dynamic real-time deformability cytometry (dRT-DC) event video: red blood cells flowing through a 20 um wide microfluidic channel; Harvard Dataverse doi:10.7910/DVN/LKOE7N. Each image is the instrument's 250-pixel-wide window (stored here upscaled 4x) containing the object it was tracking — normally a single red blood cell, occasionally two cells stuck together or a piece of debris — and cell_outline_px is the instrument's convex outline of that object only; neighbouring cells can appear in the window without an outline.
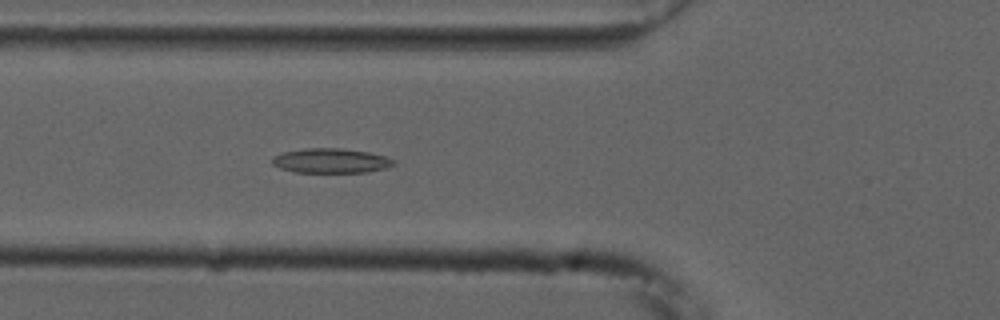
{"species": "common noctule bat (a hibernating species)", "species_latin": "Nyctalus noctula", "temperature_condition": "cold", "stored_images_in_passage": 54, "camera_frame_rate_fps": 3000, "um_per_image_px": 0.085, "animal": {"sex": "male", "forearm_length_mm": 52.5}, "frame": {"image": 1, "passage_image": 19, "time_ms": 6.0, "image_size_px": [1000, 320], "cell_outline_px": [[396, 164], [388, 168], [368, 172], [296, 172], [280, 168], [272, 164], [272, 156], [284, 152], [304, 148], [340, 148], [368, 152], [384, 156], [396, 160]], "centroid_in_image_um": [28.15, 13.66], "position_along_channel_um": 97.6, "area_um2": 17.51}}
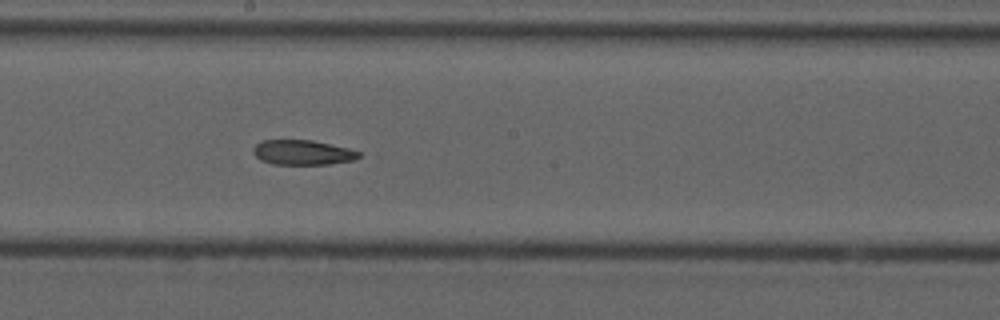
{"frame": {"image": 2, "passage_image": 29, "time_ms": 9.333, "image_size_px": [1000, 320], "cell_outline_px": [[360, 156], [352, 160], [328, 164], [272, 164], [260, 160], [252, 152], [252, 148], [256, 144], [264, 140], [312, 140], [348, 148], [360, 152]], "centroid_in_image_um": [25.68, 12.96], "position_along_channel_um": 222.5, "area_um2": 15.2}}
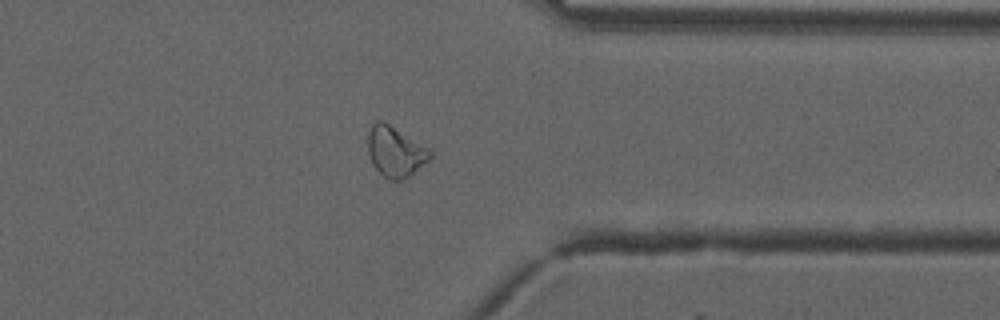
{"frame": {"image": 3, "passage_image": 42, "time_ms": 13.667, "image_size_px": [1000, 320], "cell_outline_px": [[432, 156], [428, 160], [408, 176], [400, 180], [388, 180], [372, 164], [368, 152], [368, 132], [372, 124], [376, 120], [384, 120], [428, 148], [432, 152]], "centroid_in_image_um": [33.57, 12.86], "position_along_channel_um": 377.8, "area_um2": 18.09}, "authors_computed_cell_mechanics": {"area_um2": 18.1492, "velocity_mm_per_s": 3.7384, "shape_relaxation_time_tau1_ms": 8.1434, "shape_relaxation_time_tau2_ms": null, "deformation_change_tau1": 0.1685, "deformation_change_tau2": null}}